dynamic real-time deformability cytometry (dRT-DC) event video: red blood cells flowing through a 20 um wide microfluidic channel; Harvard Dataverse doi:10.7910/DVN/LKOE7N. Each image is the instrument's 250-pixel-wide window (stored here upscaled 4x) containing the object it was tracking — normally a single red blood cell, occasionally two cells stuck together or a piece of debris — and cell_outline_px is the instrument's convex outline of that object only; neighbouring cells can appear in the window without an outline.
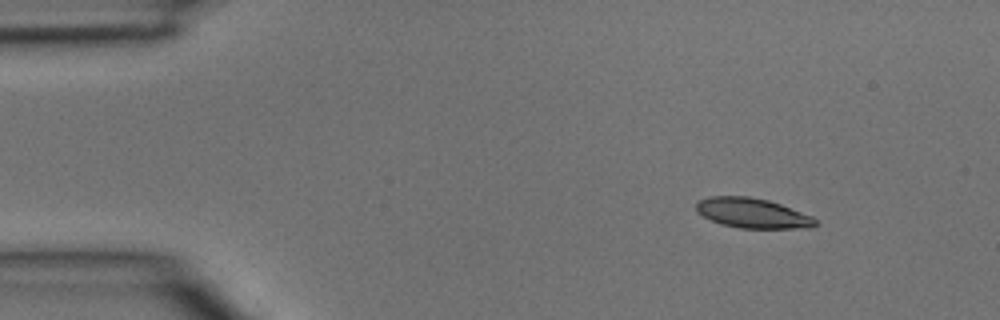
{"species": "common noctule bat (a hibernating species)", "species_latin": "Nyctalus noctula", "temperature_condition": "room temperature", "stored_images_in_passage": 3, "camera_frame_rate_fps": 3000, "um_per_image_px": 0.085, "animal": {"sex": "male", "body_mass_g": 15.6}, "frame": {"image": 1, "passage_image": 1, "time_ms": 0.0, "image_size_px": [1000, 320], "cell_outline_px": [[820, 224], [812, 228], [740, 228], [724, 224], [712, 220], [696, 212], [696, 204], [700, 200], [712, 196], [748, 196], [768, 200], [780, 204], [812, 216]], "centroid_in_image_um": [64.0, 18.12], "position_along_channel_um": 21.0, "area_um2": 20.63}}
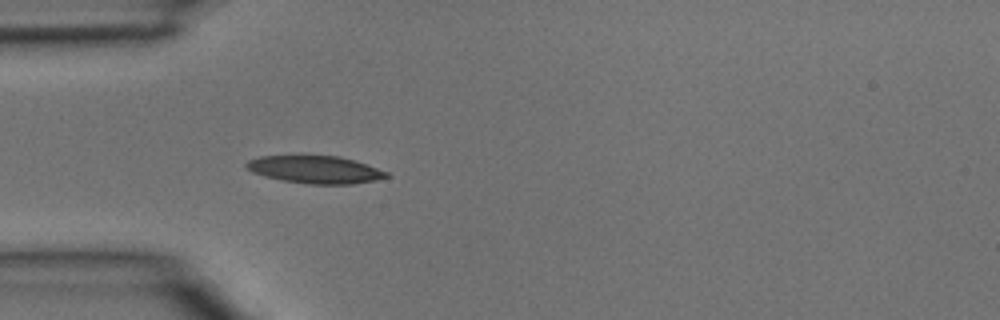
{"frame": {"image": 2, "passage_image": 3, "time_ms": 0.667, "image_size_px": [1000, 320], "cell_outline_px": [[392, 176], [376, 180], [352, 184], [308, 184], [284, 180], [264, 176], [252, 172], [244, 164], [248, 160], [260, 156], [340, 156], [388, 172]], "centroid_in_image_um": [26.79, 14.42], "position_along_channel_um": 58.2, "area_um2": 22.25}}